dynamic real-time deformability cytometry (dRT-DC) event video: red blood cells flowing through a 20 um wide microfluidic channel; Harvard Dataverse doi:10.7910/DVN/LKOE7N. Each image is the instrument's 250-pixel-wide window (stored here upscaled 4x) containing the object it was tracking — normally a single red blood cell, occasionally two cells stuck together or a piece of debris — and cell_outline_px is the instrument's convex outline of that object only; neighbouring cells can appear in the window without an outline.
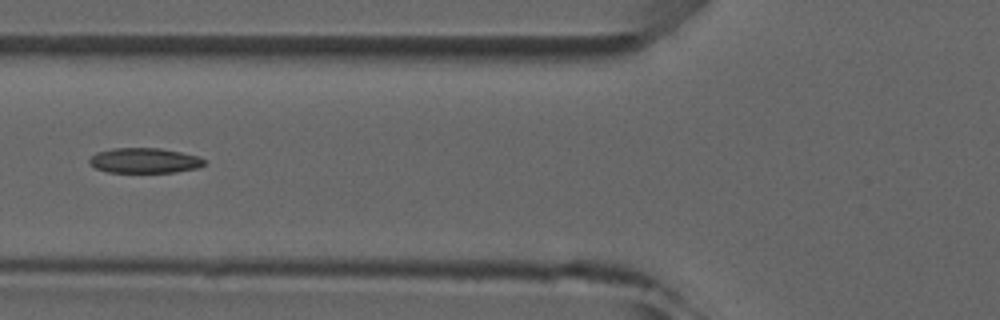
{"species": "common noctule bat (a hibernating species)", "species_latin": "Nyctalus noctula", "temperature_condition": "room temperature", "stored_images_in_passage": 4, "camera_frame_rate_fps": 3000, "um_per_image_px": 0.085, "animal": {"sex": "male", "forearm_length_mm": 52.5}, "frame": {"image": 1, "passage_image": 4, "time_ms": 3.333, "image_size_px": [1000, 320], "cell_outline_px": [[204, 164], [200, 168], [176, 172], [108, 172], [96, 168], [88, 160], [96, 152], [112, 148], [160, 148], [200, 156], [204, 160]], "centroid_in_image_um": [12.31, 13.64], "position_along_channel_um": 113.5, "area_um2": 16.82}}